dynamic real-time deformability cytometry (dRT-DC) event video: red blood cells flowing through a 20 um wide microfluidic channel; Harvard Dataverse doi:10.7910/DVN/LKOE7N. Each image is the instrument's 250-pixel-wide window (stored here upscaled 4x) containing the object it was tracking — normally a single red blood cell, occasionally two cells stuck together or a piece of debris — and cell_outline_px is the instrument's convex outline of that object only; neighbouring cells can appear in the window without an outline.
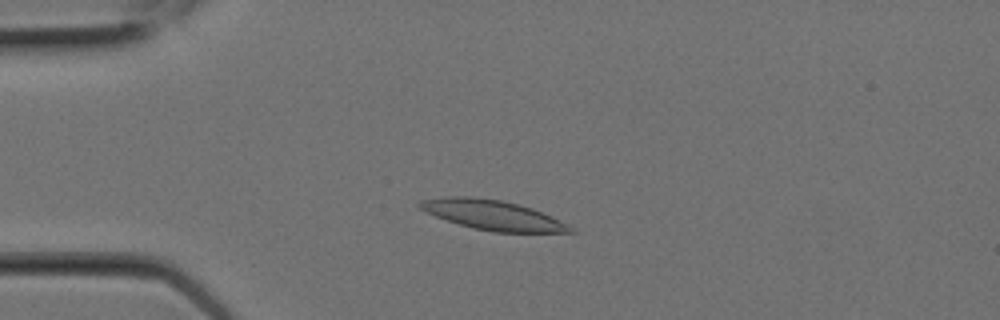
{"species": "Egyptian fruit bat (a non-hibernating species)", "species_latin": "Rousettus aegyptiacus", "temperature_condition": "room temperature", "stored_images_in_passage": 4, "camera_frame_rate_fps": 3000, "um_per_image_px": 0.085, "animal": {"sex": "female"}, "frame": {"image": 1, "passage_image": 3, "time_ms": 0.667, "image_size_px": [1000, 320], "cell_outline_px": [[576, 232], [492, 232], [472, 228], [436, 216], [420, 208], [416, 204], [420, 200], [444, 196], [472, 196], [500, 200], [532, 208], [552, 216], [568, 224]], "centroid_in_image_um": [41.87, 18.27], "position_along_channel_um": 43.1, "area_um2": 25.95}}